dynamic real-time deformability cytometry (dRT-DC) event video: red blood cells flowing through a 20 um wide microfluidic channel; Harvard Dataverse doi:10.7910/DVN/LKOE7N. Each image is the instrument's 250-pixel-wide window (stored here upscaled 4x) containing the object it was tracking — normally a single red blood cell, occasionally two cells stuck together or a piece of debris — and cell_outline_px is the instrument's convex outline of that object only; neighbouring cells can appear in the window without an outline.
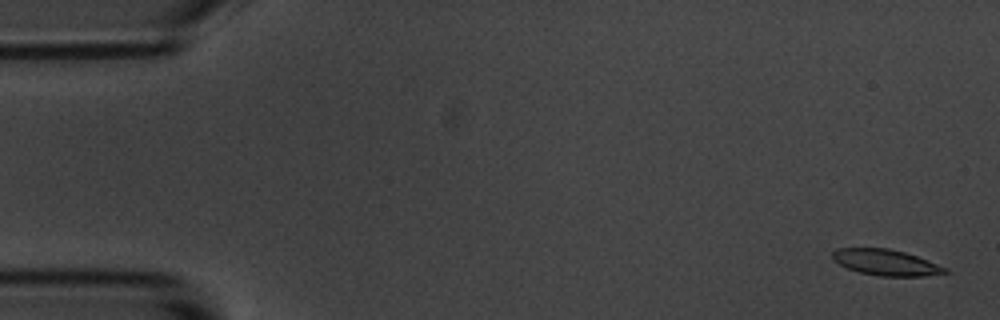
{"species": "common noctule bat (a hibernating species)", "species_latin": "Nyctalus noctula", "temperature_condition": "room temperature", "stored_images_in_passage": 2, "segment_of_instrument_passage": [2, 2], "camera_frame_rate_fps": 3000, "um_per_image_px": 0.085, "animal": {"sex": "male", "body_mass_g": 20.1, "forearm_length_mm": 53.5}, "frame": {"image": 1, "passage_image": 2, "time_ms": 1.0, "image_size_px": [1000, 320], "cell_outline_px": [[952, 272], [924, 276], [880, 276], [860, 272], [848, 268], [832, 260], [832, 252], [836, 248], [888, 248], [904, 252], [916, 256], [948, 268]], "centroid_in_image_um": [75.31, 22.31], "position_along_channel_um": 9.7, "area_um2": 16.99}}